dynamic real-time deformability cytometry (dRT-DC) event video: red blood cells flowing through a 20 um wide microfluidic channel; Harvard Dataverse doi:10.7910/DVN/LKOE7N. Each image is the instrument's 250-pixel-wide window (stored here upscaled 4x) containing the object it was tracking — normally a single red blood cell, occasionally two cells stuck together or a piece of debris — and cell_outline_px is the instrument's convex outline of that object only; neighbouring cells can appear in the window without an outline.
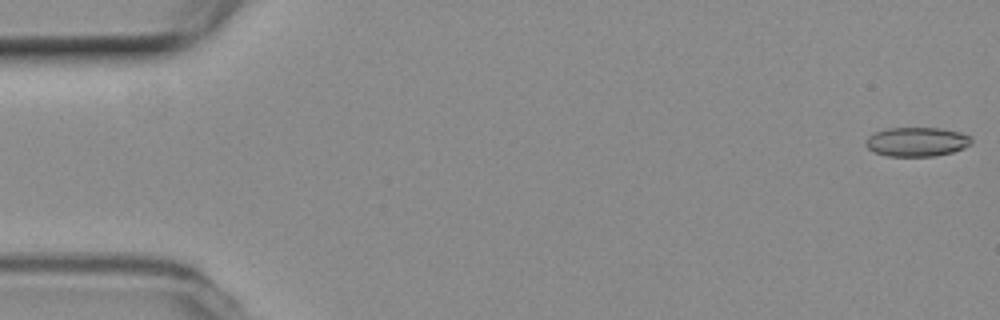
{"species": "common noctule bat (a hibernating species)", "species_latin": "Nyctalus noctula", "temperature_condition": "room temperature", "stored_images_in_passage": 41, "camera_frame_rate_fps": 3000, "um_per_image_px": 0.085, "animal": {"sex": "female", "body_mass_g": 19.3, "forearm_length_mm": 54.1}, "frame": {"image": 1, "passage_image": 1, "time_ms": 0.0, "image_size_px": [1000, 320], "cell_outline_px": [[972, 144], [964, 148], [952, 152], [932, 156], [888, 156], [872, 152], [864, 144], [864, 140], [868, 136], [876, 132], [888, 128], [940, 128], [960, 132], [968, 136], [972, 140]], "centroid_in_image_um": [77.89, 12.05], "position_along_channel_um": 7.1, "area_um2": 18.03}}
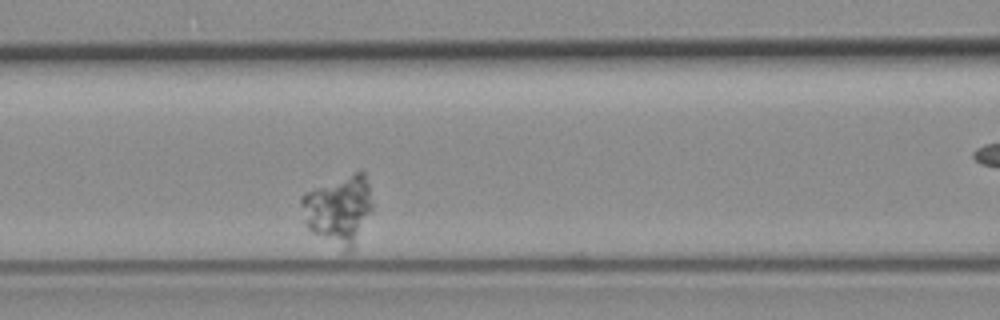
{"frame": {"image": 2, "passage_image": 18, "time_ms": 5.667, "image_size_px": [1000, 320], "cell_outline_px": [[372, 208], [352, 252], [344, 252], [312, 232], [304, 224], [300, 204], [300, 196], [304, 192], [356, 172], [364, 172], [368, 184], [372, 204]], "centroid_in_image_um": [28.75, 17.87], "position_along_channel_um": 137.8, "area_um2": 28.44}}
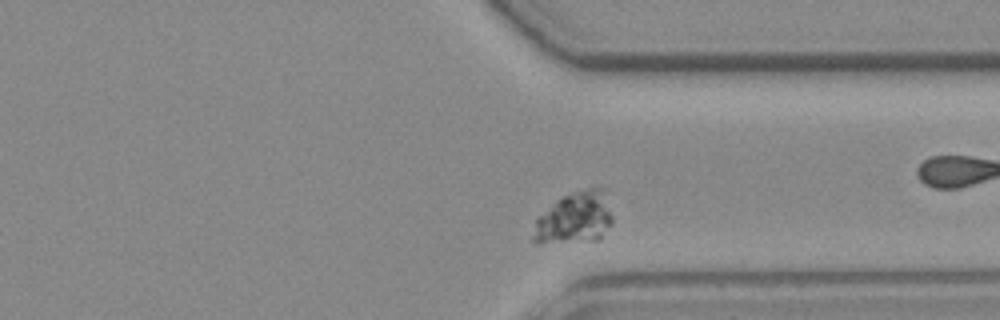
{"frame": {"image": 3, "passage_image": 38, "time_ms": 12.333, "image_size_px": [1000, 320], "cell_outline_px": [[612, 224], [600, 240], [540, 244], [536, 244], [532, 240], [536, 220], [556, 200], [572, 192], [596, 184], [600, 184], [604, 188], [612, 216]], "centroid_in_image_um": [48.89, 18.51], "position_along_channel_um": 362.5, "area_um2": 24.45}}